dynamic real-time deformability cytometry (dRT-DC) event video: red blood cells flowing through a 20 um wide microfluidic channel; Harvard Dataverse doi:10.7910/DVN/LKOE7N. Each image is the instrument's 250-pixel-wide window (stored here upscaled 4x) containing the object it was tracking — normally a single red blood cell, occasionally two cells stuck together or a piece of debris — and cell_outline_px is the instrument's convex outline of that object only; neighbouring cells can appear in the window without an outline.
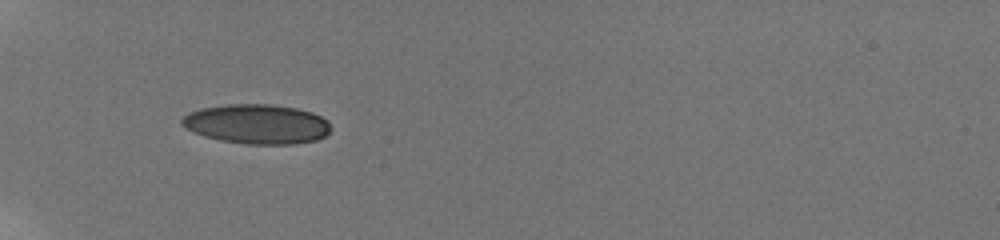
{"species": "human", "species_latin": "Homo sapiens", "temperature_condition": "room temperature", "stored_images_in_passage": 19, "camera_frame_rate_fps": 3000, "um_per_image_px": 0.085, "donor": {"sex": "male"}, "frame": {"image": 1, "passage_image": 1, "time_ms": 0.0, "image_size_px": [1000, 240], "cell_outline_px": [[332, 128], [324, 136], [316, 140], [292, 144], [248, 144], [220, 140], [204, 136], [180, 124], [180, 120], [188, 112], [200, 108], [228, 104], [272, 104], [296, 108], [312, 112], [328, 120]], "centroid_in_image_um": [21.85, 10.53], "position_along_channel_um": 63.2, "area_um2": 34.39}}
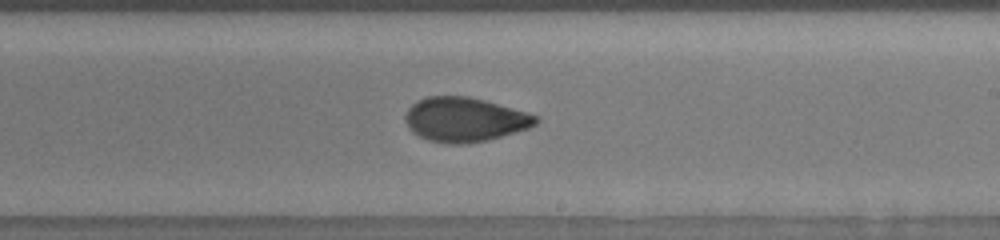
{"frame": {"image": 2, "passage_image": 16, "time_ms": 5.333, "image_size_px": [1000, 240], "cell_outline_px": [[540, 120], [536, 124], [528, 128], [488, 140], [464, 144], [448, 144], [428, 140], [412, 132], [408, 128], [404, 116], [408, 108], [412, 104], [428, 96], [468, 96], [484, 100], [528, 112], [540, 116]], "centroid_in_image_um": [39.51, 10.16], "position_along_channel_um": 249.5, "area_um2": 33.81}}
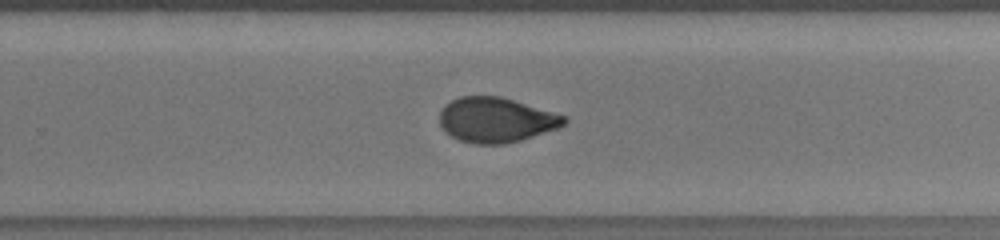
{"frame": {"image": 3, "passage_image": 18, "time_ms": 6.333, "image_size_px": [1000, 240], "cell_outline_px": [[568, 120], [564, 124], [556, 128], [520, 140], [504, 144], [472, 144], [460, 140], [444, 132], [440, 124], [440, 112], [444, 104], [460, 96], [500, 96], [568, 116]], "centroid_in_image_um": [42.14, 10.19], "position_along_channel_um": 287.7, "area_um2": 32.6}}